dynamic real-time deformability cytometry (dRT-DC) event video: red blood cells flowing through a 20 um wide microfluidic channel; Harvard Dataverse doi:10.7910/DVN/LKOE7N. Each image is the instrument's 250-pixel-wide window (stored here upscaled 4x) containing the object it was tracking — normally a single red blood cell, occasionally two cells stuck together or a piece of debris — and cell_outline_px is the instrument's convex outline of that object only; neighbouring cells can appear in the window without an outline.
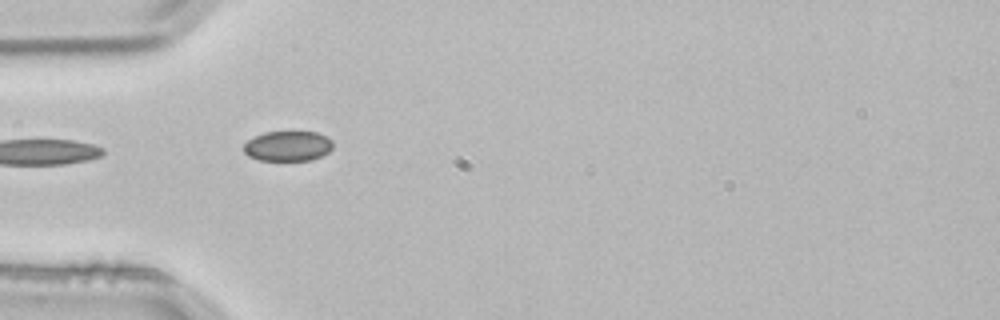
{"species": "common noctule bat (a hibernating species)", "species_latin": "Nyctalus noctula", "temperature_condition": "room temperature", "stored_images_in_passage": 2, "camera_frame_rate_fps": 3000, "um_per_image_px": 0.085, "animal": {"sex": "male", "body_mass_g": 21.5, "forearm_length_mm": 52.0}, "frame": {"image": 1, "passage_image": 2, "time_ms": 0.333, "image_size_px": [1000, 320], "cell_outline_px": [[332, 148], [328, 152], [312, 160], [260, 160], [248, 156], [244, 152], [244, 144], [248, 140], [264, 132], [316, 132], [328, 136], [332, 140]], "centroid_in_image_um": [24.48, 12.41], "position_along_channel_um": 60.5, "area_um2": 15.61}}